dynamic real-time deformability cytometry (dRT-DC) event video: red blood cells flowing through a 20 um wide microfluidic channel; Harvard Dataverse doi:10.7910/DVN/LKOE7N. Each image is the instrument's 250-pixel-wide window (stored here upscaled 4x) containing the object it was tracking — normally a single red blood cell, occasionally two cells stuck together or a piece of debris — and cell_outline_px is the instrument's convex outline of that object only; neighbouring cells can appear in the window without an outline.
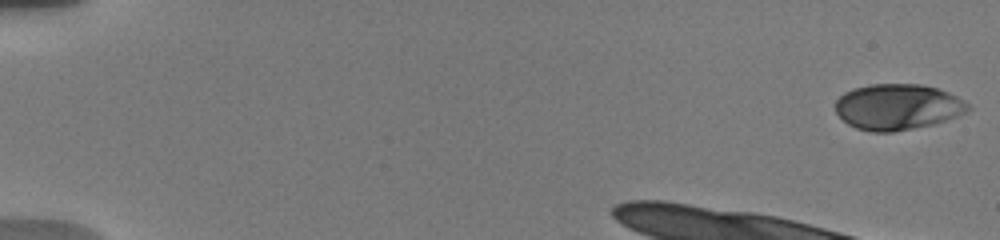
{"species": "human", "species_latin": "Homo sapiens", "temperature_condition": "warm", "stored_images_in_passage": 14, "camera_frame_rate_fps": 3000, "um_per_image_px": 0.085, "donor": {"sex": "male"}, "frame": {"image": 1, "passage_image": 1, "time_ms": 0.0, "image_size_px": [1000, 240], "cell_outline_px": [[972, 108], [968, 112], [932, 124], [892, 132], [872, 132], [856, 128], [848, 124], [836, 112], [836, 100], [844, 92], [856, 88], [872, 84], [920, 84], [936, 88], [948, 92], [956, 96], [968, 104]], "centroid_in_image_um": [76.29, 9.08], "position_along_channel_um": 8.7, "area_um2": 35.14}}
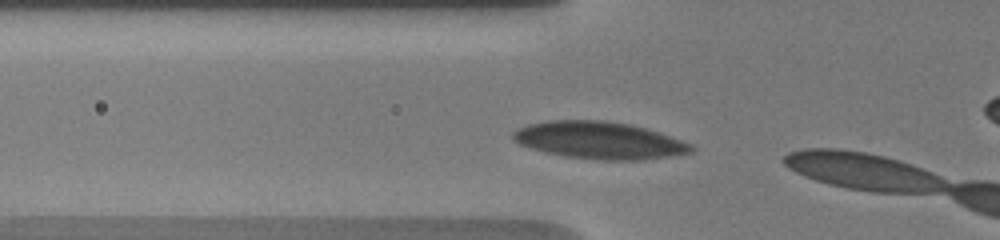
{"frame": {"image": 2, "passage_image": 12, "time_ms": 4.0, "image_size_px": [1000, 240], "cell_outline_px": [[696, 148], [692, 152], [644, 160], [600, 160], [564, 156], [544, 152], [520, 144], [512, 140], [512, 132], [528, 124], [548, 120], [604, 120], [628, 124], [644, 128], [692, 144]], "centroid_in_image_um": [50.9, 11.93], "position_along_channel_um": 74.9, "area_um2": 38.44}}